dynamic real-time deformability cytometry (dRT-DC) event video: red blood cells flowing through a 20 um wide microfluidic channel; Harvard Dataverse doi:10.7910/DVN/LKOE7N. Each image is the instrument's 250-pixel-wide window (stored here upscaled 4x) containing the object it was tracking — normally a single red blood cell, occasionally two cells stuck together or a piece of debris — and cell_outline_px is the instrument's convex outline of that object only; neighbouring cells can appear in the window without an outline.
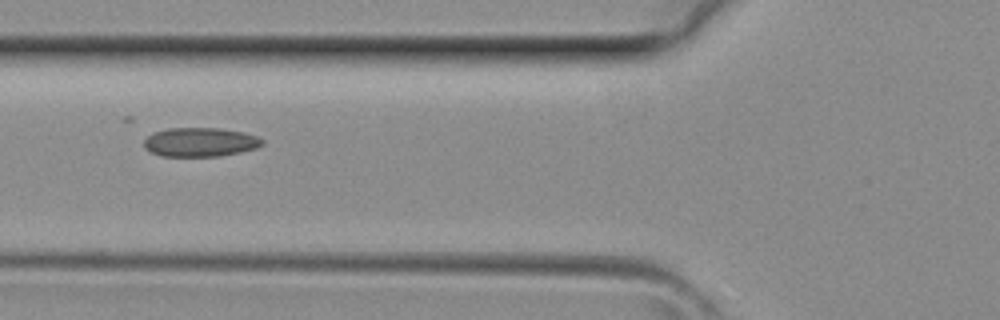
{"species": "common noctule bat (a hibernating species)", "species_latin": "Nyctalus noctula", "temperature_condition": "room temperature", "stored_images_in_passage": 2, "camera_frame_rate_fps": 3000, "um_per_image_px": 0.085, "animal": {"sex": "female", "body_mass_g": 29.2, "forearm_length_mm": 56.3}, "frame": {"image": 1, "passage_image": 2, "time_ms": 0.333, "image_size_px": [1000, 320], "cell_outline_px": [[264, 144], [256, 148], [240, 152], [220, 156], [160, 156], [148, 152], [144, 148], [144, 140], [152, 132], [168, 128], [220, 128], [244, 132], [256, 136], [264, 140]], "centroid_in_image_um": [16.99, 12.08], "position_along_channel_um": 108.8, "area_um2": 20.23}}